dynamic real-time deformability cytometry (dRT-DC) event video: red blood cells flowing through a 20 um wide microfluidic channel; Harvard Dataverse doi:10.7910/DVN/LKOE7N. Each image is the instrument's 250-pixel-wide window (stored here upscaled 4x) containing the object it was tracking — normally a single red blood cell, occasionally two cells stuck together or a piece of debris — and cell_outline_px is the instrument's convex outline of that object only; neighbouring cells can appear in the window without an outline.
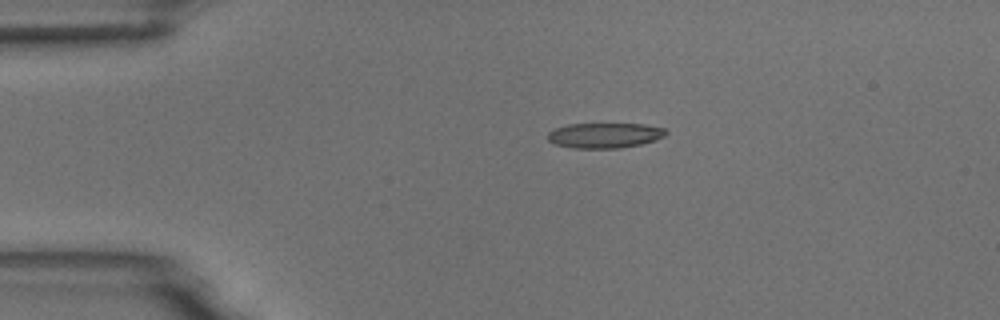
{"species": "common noctule bat (a hibernating species)", "species_latin": "Nyctalus noctula", "temperature_condition": "room temperature", "stored_images_in_passage": 2, "camera_frame_rate_fps": 3000, "um_per_image_px": 0.085, "animal": {"sex": "male", "body_mass_g": 18.8}, "frame": {"image": 1, "passage_image": 1, "time_ms": 0.0, "image_size_px": [1000, 320], "cell_outline_px": [[668, 132], [664, 136], [656, 140], [640, 144], [620, 148], [572, 148], [556, 144], [548, 140], [548, 132], [556, 128], [568, 124], [644, 124], [664, 128]], "centroid_in_image_um": [51.41, 11.5], "position_along_channel_um": 33.6, "area_um2": 17.28}}